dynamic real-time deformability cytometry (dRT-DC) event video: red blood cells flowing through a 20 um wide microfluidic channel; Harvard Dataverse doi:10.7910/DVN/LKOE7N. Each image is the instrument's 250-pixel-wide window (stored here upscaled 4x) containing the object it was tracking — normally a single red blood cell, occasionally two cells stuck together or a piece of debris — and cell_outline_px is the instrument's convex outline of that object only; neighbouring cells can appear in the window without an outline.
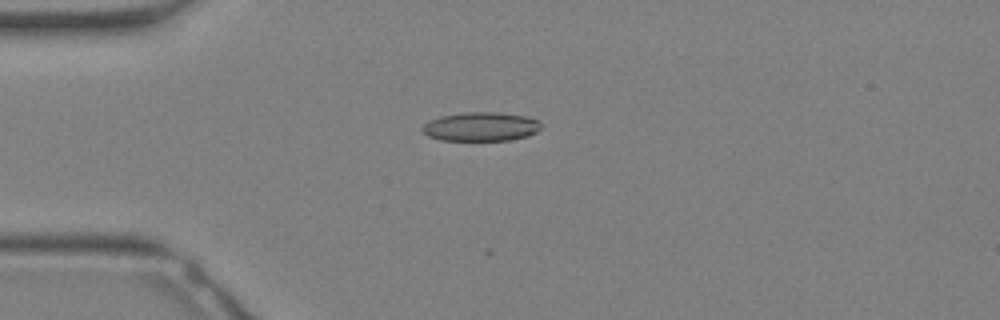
{"species": "Egyptian fruit bat (a non-hibernating species)", "species_latin": "Rousettus aegyptiacus", "temperature_condition": "warm", "stored_images_in_passage": 16, "camera_frame_rate_fps": 3000, "um_per_image_px": 0.085, "animal": {"sex": "female"}, "frame": {"image": 1, "passage_image": 8, "time_ms": 2.333, "image_size_px": [1000, 320], "cell_outline_px": [[540, 128], [536, 132], [528, 136], [508, 140], [440, 140], [428, 136], [420, 128], [428, 120], [440, 116], [464, 112], [500, 112], [528, 116], [540, 120]], "centroid_in_image_um": [40.88, 10.75], "position_along_channel_um": 44.1, "area_um2": 20.23}}
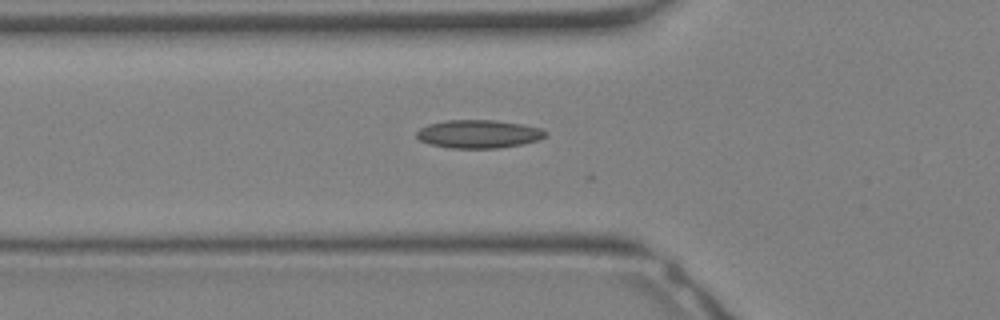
{"frame": {"image": 2, "passage_image": 11, "time_ms": 3.333, "image_size_px": [1000, 320], "cell_outline_px": [[548, 132], [544, 136], [536, 140], [520, 144], [496, 148], [452, 148], [428, 144], [420, 140], [416, 136], [416, 132], [420, 128], [428, 124], [448, 120], [496, 120], [520, 124], [540, 128]], "centroid_in_image_um": [40.63, 11.38], "position_along_channel_um": 85.2, "area_um2": 20.98}}
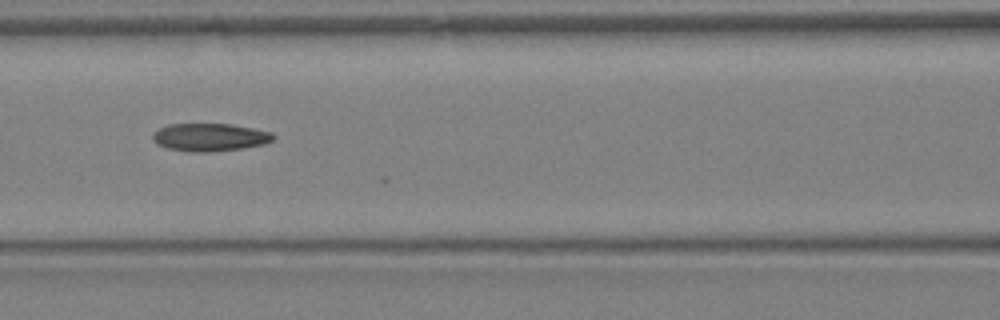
{"frame": {"image": 3, "passage_image": 14, "time_ms": 4.333, "image_size_px": [1000, 320], "cell_outline_px": [[276, 136], [272, 140], [264, 144], [240, 148], [212, 152], [192, 152], [168, 148], [156, 144], [152, 140], [152, 132], [168, 124], [232, 124], [272, 132]], "centroid_in_image_um": [17.81, 11.66], "position_along_channel_um": 148.8, "area_um2": 19.59}}